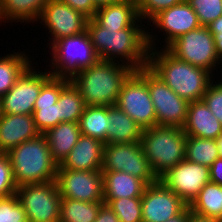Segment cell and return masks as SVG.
I'll list each match as a JSON object with an SVG mask.
<instances>
[{"label":"cell","mask_w":222,"mask_h":222,"mask_svg":"<svg viewBox=\"0 0 222 222\" xmlns=\"http://www.w3.org/2000/svg\"><path fill=\"white\" fill-rule=\"evenodd\" d=\"M142 26L145 25H131L125 29H105L91 18L87 21L86 30L101 60L120 61L138 70L148 66L149 51L157 45L156 36L151 34L153 31L149 32L148 27L145 29Z\"/></svg>","instance_id":"1"},{"label":"cell","mask_w":222,"mask_h":222,"mask_svg":"<svg viewBox=\"0 0 222 222\" xmlns=\"http://www.w3.org/2000/svg\"><path fill=\"white\" fill-rule=\"evenodd\" d=\"M148 66L179 97L188 102L202 100L214 79V73L178 59L166 48L160 51L150 49Z\"/></svg>","instance_id":"2"},{"label":"cell","mask_w":222,"mask_h":222,"mask_svg":"<svg viewBox=\"0 0 222 222\" xmlns=\"http://www.w3.org/2000/svg\"><path fill=\"white\" fill-rule=\"evenodd\" d=\"M133 71L124 63L100 60L81 70L70 81L80 92L86 106H114L124 81Z\"/></svg>","instance_id":"3"},{"label":"cell","mask_w":222,"mask_h":222,"mask_svg":"<svg viewBox=\"0 0 222 222\" xmlns=\"http://www.w3.org/2000/svg\"><path fill=\"white\" fill-rule=\"evenodd\" d=\"M7 154L17 187L56 180L58 164L52 158L44 134L19 144Z\"/></svg>","instance_id":"4"},{"label":"cell","mask_w":222,"mask_h":222,"mask_svg":"<svg viewBox=\"0 0 222 222\" xmlns=\"http://www.w3.org/2000/svg\"><path fill=\"white\" fill-rule=\"evenodd\" d=\"M186 139L183 128L177 126L155 125L142 130L141 145L158 179L185 159Z\"/></svg>","instance_id":"5"},{"label":"cell","mask_w":222,"mask_h":222,"mask_svg":"<svg viewBox=\"0 0 222 222\" xmlns=\"http://www.w3.org/2000/svg\"><path fill=\"white\" fill-rule=\"evenodd\" d=\"M51 71L49 73L55 78L71 80L80 73L81 70L87 69L101 59L97 54L89 33L84 32L68 36L54 41L50 44Z\"/></svg>","instance_id":"6"},{"label":"cell","mask_w":222,"mask_h":222,"mask_svg":"<svg viewBox=\"0 0 222 222\" xmlns=\"http://www.w3.org/2000/svg\"><path fill=\"white\" fill-rule=\"evenodd\" d=\"M135 71L147 82L156 112V125L183 128L189 102L179 97L149 66Z\"/></svg>","instance_id":"7"},{"label":"cell","mask_w":222,"mask_h":222,"mask_svg":"<svg viewBox=\"0 0 222 222\" xmlns=\"http://www.w3.org/2000/svg\"><path fill=\"white\" fill-rule=\"evenodd\" d=\"M28 222H60L61 195L56 180L17 187Z\"/></svg>","instance_id":"8"},{"label":"cell","mask_w":222,"mask_h":222,"mask_svg":"<svg viewBox=\"0 0 222 222\" xmlns=\"http://www.w3.org/2000/svg\"><path fill=\"white\" fill-rule=\"evenodd\" d=\"M166 49L178 59L206 69L211 73L220 64L214 36L205 26L182 34L171 42Z\"/></svg>","instance_id":"9"},{"label":"cell","mask_w":222,"mask_h":222,"mask_svg":"<svg viewBox=\"0 0 222 222\" xmlns=\"http://www.w3.org/2000/svg\"><path fill=\"white\" fill-rule=\"evenodd\" d=\"M101 171H120L143 180L147 185L157 182L141 142L104 144Z\"/></svg>","instance_id":"10"},{"label":"cell","mask_w":222,"mask_h":222,"mask_svg":"<svg viewBox=\"0 0 222 222\" xmlns=\"http://www.w3.org/2000/svg\"><path fill=\"white\" fill-rule=\"evenodd\" d=\"M115 105L142 129L156 125V112L147 82L135 70L124 81Z\"/></svg>","instance_id":"11"},{"label":"cell","mask_w":222,"mask_h":222,"mask_svg":"<svg viewBox=\"0 0 222 222\" xmlns=\"http://www.w3.org/2000/svg\"><path fill=\"white\" fill-rule=\"evenodd\" d=\"M31 63L17 78L14 86L1 97V111L5 114L33 115L34 104L42 86L52 77L49 70H38Z\"/></svg>","instance_id":"12"},{"label":"cell","mask_w":222,"mask_h":222,"mask_svg":"<svg viewBox=\"0 0 222 222\" xmlns=\"http://www.w3.org/2000/svg\"><path fill=\"white\" fill-rule=\"evenodd\" d=\"M56 183L61 198L104 202L102 171L58 169Z\"/></svg>","instance_id":"13"},{"label":"cell","mask_w":222,"mask_h":222,"mask_svg":"<svg viewBox=\"0 0 222 222\" xmlns=\"http://www.w3.org/2000/svg\"><path fill=\"white\" fill-rule=\"evenodd\" d=\"M159 180L189 205L206 183L210 182L209 167L184 159Z\"/></svg>","instance_id":"14"},{"label":"cell","mask_w":222,"mask_h":222,"mask_svg":"<svg viewBox=\"0 0 222 222\" xmlns=\"http://www.w3.org/2000/svg\"><path fill=\"white\" fill-rule=\"evenodd\" d=\"M141 207L142 222H166L180 215L188 205L158 180L145 187Z\"/></svg>","instance_id":"15"},{"label":"cell","mask_w":222,"mask_h":222,"mask_svg":"<svg viewBox=\"0 0 222 222\" xmlns=\"http://www.w3.org/2000/svg\"><path fill=\"white\" fill-rule=\"evenodd\" d=\"M39 21L51 35L48 44L50 45L58 39L84 32L88 18L61 0H49L43 8Z\"/></svg>","instance_id":"16"},{"label":"cell","mask_w":222,"mask_h":222,"mask_svg":"<svg viewBox=\"0 0 222 222\" xmlns=\"http://www.w3.org/2000/svg\"><path fill=\"white\" fill-rule=\"evenodd\" d=\"M153 25L160 31L165 32L163 36L166 48L171 42L182 34L188 33L201 26L197 14L186 0L161 11L151 20Z\"/></svg>","instance_id":"17"},{"label":"cell","mask_w":222,"mask_h":222,"mask_svg":"<svg viewBox=\"0 0 222 222\" xmlns=\"http://www.w3.org/2000/svg\"><path fill=\"white\" fill-rule=\"evenodd\" d=\"M69 81L52 76L42 86L33 110L34 123L41 134L59 124L58 98Z\"/></svg>","instance_id":"18"},{"label":"cell","mask_w":222,"mask_h":222,"mask_svg":"<svg viewBox=\"0 0 222 222\" xmlns=\"http://www.w3.org/2000/svg\"><path fill=\"white\" fill-rule=\"evenodd\" d=\"M40 134L33 115L5 113L0 115V153H8L19 144Z\"/></svg>","instance_id":"19"},{"label":"cell","mask_w":222,"mask_h":222,"mask_svg":"<svg viewBox=\"0 0 222 222\" xmlns=\"http://www.w3.org/2000/svg\"><path fill=\"white\" fill-rule=\"evenodd\" d=\"M103 147L100 140L81 135L58 169L102 170Z\"/></svg>","instance_id":"20"},{"label":"cell","mask_w":222,"mask_h":222,"mask_svg":"<svg viewBox=\"0 0 222 222\" xmlns=\"http://www.w3.org/2000/svg\"><path fill=\"white\" fill-rule=\"evenodd\" d=\"M187 136L216 139L222 133V124L203 100L189 102L187 119L183 126Z\"/></svg>","instance_id":"21"},{"label":"cell","mask_w":222,"mask_h":222,"mask_svg":"<svg viewBox=\"0 0 222 222\" xmlns=\"http://www.w3.org/2000/svg\"><path fill=\"white\" fill-rule=\"evenodd\" d=\"M93 19L105 29H125L131 25H142L137 0H121L115 4L100 7L96 10Z\"/></svg>","instance_id":"22"},{"label":"cell","mask_w":222,"mask_h":222,"mask_svg":"<svg viewBox=\"0 0 222 222\" xmlns=\"http://www.w3.org/2000/svg\"><path fill=\"white\" fill-rule=\"evenodd\" d=\"M104 199L142 197L147 184L120 171H102Z\"/></svg>","instance_id":"23"},{"label":"cell","mask_w":222,"mask_h":222,"mask_svg":"<svg viewBox=\"0 0 222 222\" xmlns=\"http://www.w3.org/2000/svg\"><path fill=\"white\" fill-rule=\"evenodd\" d=\"M53 160L58 166L67 157L81 136L78 122H61L44 133Z\"/></svg>","instance_id":"24"},{"label":"cell","mask_w":222,"mask_h":222,"mask_svg":"<svg viewBox=\"0 0 222 222\" xmlns=\"http://www.w3.org/2000/svg\"><path fill=\"white\" fill-rule=\"evenodd\" d=\"M107 144L141 142L142 128L116 105L108 106Z\"/></svg>","instance_id":"25"},{"label":"cell","mask_w":222,"mask_h":222,"mask_svg":"<svg viewBox=\"0 0 222 222\" xmlns=\"http://www.w3.org/2000/svg\"><path fill=\"white\" fill-rule=\"evenodd\" d=\"M49 0H0V23L39 21ZM7 20V21H6Z\"/></svg>","instance_id":"26"},{"label":"cell","mask_w":222,"mask_h":222,"mask_svg":"<svg viewBox=\"0 0 222 222\" xmlns=\"http://www.w3.org/2000/svg\"><path fill=\"white\" fill-rule=\"evenodd\" d=\"M110 123L108 106H86L78 121L81 135L93 137L104 144H107Z\"/></svg>","instance_id":"27"},{"label":"cell","mask_w":222,"mask_h":222,"mask_svg":"<svg viewBox=\"0 0 222 222\" xmlns=\"http://www.w3.org/2000/svg\"><path fill=\"white\" fill-rule=\"evenodd\" d=\"M188 207L196 214L216 219L221 218L222 186L213 182L206 183Z\"/></svg>","instance_id":"28"},{"label":"cell","mask_w":222,"mask_h":222,"mask_svg":"<svg viewBox=\"0 0 222 222\" xmlns=\"http://www.w3.org/2000/svg\"><path fill=\"white\" fill-rule=\"evenodd\" d=\"M25 52L4 54L0 57V97L6 94L16 83L17 78L32 63Z\"/></svg>","instance_id":"29"},{"label":"cell","mask_w":222,"mask_h":222,"mask_svg":"<svg viewBox=\"0 0 222 222\" xmlns=\"http://www.w3.org/2000/svg\"><path fill=\"white\" fill-rule=\"evenodd\" d=\"M86 104L78 89L69 81L58 98L59 123L78 122Z\"/></svg>","instance_id":"30"},{"label":"cell","mask_w":222,"mask_h":222,"mask_svg":"<svg viewBox=\"0 0 222 222\" xmlns=\"http://www.w3.org/2000/svg\"><path fill=\"white\" fill-rule=\"evenodd\" d=\"M103 203L61 198L60 222H94Z\"/></svg>","instance_id":"31"},{"label":"cell","mask_w":222,"mask_h":222,"mask_svg":"<svg viewBox=\"0 0 222 222\" xmlns=\"http://www.w3.org/2000/svg\"><path fill=\"white\" fill-rule=\"evenodd\" d=\"M215 139H202L187 136L185 144V159L201 165L212 166L219 158Z\"/></svg>","instance_id":"32"},{"label":"cell","mask_w":222,"mask_h":222,"mask_svg":"<svg viewBox=\"0 0 222 222\" xmlns=\"http://www.w3.org/2000/svg\"><path fill=\"white\" fill-rule=\"evenodd\" d=\"M120 222H142L141 197L104 199Z\"/></svg>","instance_id":"33"},{"label":"cell","mask_w":222,"mask_h":222,"mask_svg":"<svg viewBox=\"0 0 222 222\" xmlns=\"http://www.w3.org/2000/svg\"><path fill=\"white\" fill-rule=\"evenodd\" d=\"M197 14L201 26L207 27L222 15V0H186Z\"/></svg>","instance_id":"34"},{"label":"cell","mask_w":222,"mask_h":222,"mask_svg":"<svg viewBox=\"0 0 222 222\" xmlns=\"http://www.w3.org/2000/svg\"><path fill=\"white\" fill-rule=\"evenodd\" d=\"M0 222H28L16 194L0 198Z\"/></svg>","instance_id":"35"},{"label":"cell","mask_w":222,"mask_h":222,"mask_svg":"<svg viewBox=\"0 0 222 222\" xmlns=\"http://www.w3.org/2000/svg\"><path fill=\"white\" fill-rule=\"evenodd\" d=\"M16 190L10 158L7 153H0V198L12 196Z\"/></svg>","instance_id":"36"},{"label":"cell","mask_w":222,"mask_h":222,"mask_svg":"<svg viewBox=\"0 0 222 222\" xmlns=\"http://www.w3.org/2000/svg\"><path fill=\"white\" fill-rule=\"evenodd\" d=\"M183 0H137L138 14L140 19L150 23V20L163 10L181 3Z\"/></svg>","instance_id":"37"},{"label":"cell","mask_w":222,"mask_h":222,"mask_svg":"<svg viewBox=\"0 0 222 222\" xmlns=\"http://www.w3.org/2000/svg\"><path fill=\"white\" fill-rule=\"evenodd\" d=\"M214 81L215 79L210 83L202 100L222 124V79L215 83Z\"/></svg>","instance_id":"38"},{"label":"cell","mask_w":222,"mask_h":222,"mask_svg":"<svg viewBox=\"0 0 222 222\" xmlns=\"http://www.w3.org/2000/svg\"><path fill=\"white\" fill-rule=\"evenodd\" d=\"M76 11L81 12L88 19L94 17L97 8L93 0H61Z\"/></svg>","instance_id":"39"},{"label":"cell","mask_w":222,"mask_h":222,"mask_svg":"<svg viewBox=\"0 0 222 222\" xmlns=\"http://www.w3.org/2000/svg\"><path fill=\"white\" fill-rule=\"evenodd\" d=\"M94 222H120L117 215L112 211L108 204L103 203L98 211Z\"/></svg>","instance_id":"40"},{"label":"cell","mask_w":222,"mask_h":222,"mask_svg":"<svg viewBox=\"0 0 222 222\" xmlns=\"http://www.w3.org/2000/svg\"><path fill=\"white\" fill-rule=\"evenodd\" d=\"M210 182L222 186V158L216 159L209 168Z\"/></svg>","instance_id":"41"},{"label":"cell","mask_w":222,"mask_h":222,"mask_svg":"<svg viewBox=\"0 0 222 222\" xmlns=\"http://www.w3.org/2000/svg\"><path fill=\"white\" fill-rule=\"evenodd\" d=\"M188 222H219L216 218L202 216L190 211L188 207Z\"/></svg>","instance_id":"42"},{"label":"cell","mask_w":222,"mask_h":222,"mask_svg":"<svg viewBox=\"0 0 222 222\" xmlns=\"http://www.w3.org/2000/svg\"><path fill=\"white\" fill-rule=\"evenodd\" d=\"M212 34L214 36V41H215V46H216V51H217L219 62L222 63V33H212Z\"/></svg>","instance_id":"43"},{"label":"cell","mask_w":222,"mask_h":222,"mask_svg":"<svg viewBox=\"0 0 222 222\" xmlns=\"http://www.w3.org/2000/svg\"><path fill=\"white\" fill-rule=\"evenodd\" d=\"M207 27L211 33H222V15L211 22Z\"/></svg>","instance_id":"44"},{"label":"cell","mask_w":222,"mask_h":222,"mask_svg":"<svg viewBox=\"0 0 222 222\" xmlns=\"http://www.w3.org/2000/svg\"><path fill=\"white\" fill-rule=\"evenodd\" d=\"M166 222H188V207L180 215L169 219Z\"/></svg>","instance_id":"45"},{"label":"cell","mask_w":222,"mask_h":222,"mask_svg":"<svg viewBox=\"0 0 222 222\" xmlns=\"http://www.w3.org/2000/svg\"><path fill=\"white\" fill-rule=\"evenodd\" d=\"M121 0H93L94 6L98 9L100 7L111 5L119 2Z\"/></svg>","instance_id":"46"},{"label":"cell","mask_w":222,"mask_h":222,"mask_svg":"<svg viewBox=\"0 0 222 222\" xmlns=\"http://www.w3.org/2000/svg\"><path fill=\"white\" fill-rule=\"evenodd\" d=\"M219 158H222V133L215 139Z\"/></svg>","instance_id":"47"},{"label":"cell","mask_w":222,"mask_h":222,"mask_svg":"<svg viewBox=\"0 0 222 222\" xmlns=\"http://www.w3.org/2000/svg\"><path fill=\"white\" fill-rule=\"evenodd\" d=\"M2 114V111H1V97H0V115Z\"/></svg>","instance_id":"48"}]
</instances>
